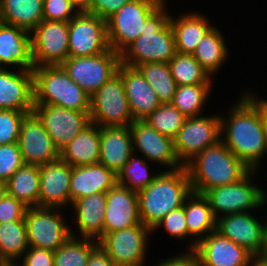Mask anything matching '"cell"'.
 <instances>
[{
  "label": "cell",
  "mask_w": 267,
  "mask_h": 266,
  "mask_svg": "<svg viewBox=\"0 0 267 266\" xmlns=\"http://www.w3.org/2000/svg\"><path fill=\"white\" fill-rule=\"evenodd\" d=\"M33 112L42 121L46 132L59 151L91 124L90 111L34 104Z\"/></svg>",
  "instance_id": "9a60e30c"
},
{
  "label": "cell",
  "mask_w": 267,
  "mask_h": 266,
  "mask_svg": "<svg viewBox=\"0 0 267 266\" xmlns=\"http://www.w3.org/2000/svg\"><path fill=\"white\" fill-rule=\"evenodd\" d=\"M91 123L100 127L130 126L134 121L121 76L116 73L90 97Z\"/></svg>",
  "instance_id": "52a82bcc"
},
{
  "label": "cell",
  "mask_w": 267,
  "mask_h": 266,
  "mask_svg": "<svg viewBox=\"0 0 267 266\" xmlns=\"http://www.w3.org/2000/svg\"><path fill=\"white\" fill-rule=\"evenodd\" d=\"M240 96V97H239ZM221 116V141L249 169L267 157V134L257 108L241 93Z\"/></svg>",
  "instance_id": "6da1fadb"
},
{
  "label": "cell",
  "mask_w": 267,
  "mask_h": 266,
  "mask_svg": "<svg viewBox=\"0 0 267 266\" xmlns=\"http://www.w3.org/2000/svg\"><path fill=\"white\" fill-rule=\"evenodd\" d=\"M161 103H170L177 89L168 63L145 62L137 66Z\"/></svg>",
  "instance_id": "d590c367"
},
{
  "label": "cell",
  "mask_w": 267,
  "mask_h": 266,
  "mask_svg": "<svg viewBox=\"0 0 267 266\" xmlns=\"http://www.w3.org/2000/svg\"><path fill=\"white\" fill-rule=\"evenodd\" d=\"M77 13L70 0H44L43 20L69 22Z\"/></svg>",
  "instance_id": "ee69618b"
},
{
  "label": "cell",
  "mask_w": 267,
  "mask_h": 266,
  "mask_svg": "<svg viewBox=\"0 0 267 266\" xmlns=\"http://www.w3.org/2000/svg\"><path fill=\"white\" fill-rule=\"evenodd\" d=\"M34 67L61 65L69 57V22L42 20L30 32Z\"/></svg>",
  "instance_id": "4fadbf2b"
},
{
  "label": "cell",
  "mask_w": 267,
  "mask_h": 266,
  "mask_svg": "<svg viewBox=\"0 0 267 266\" xmlns=\"http://www.w3.org/2000/svg\"><path fill=\"white\" fill-rule=\"evenodd\" d=\"M153 266H200L198 257L193 250L182 251L175 256L156 262Z\"/></svg>",
  "instance_id": "c3c4849f"
},
{
  "label": "cell",
  "mask_w": 267,
  "mask_h": 266,
  "mask_svg": "<svg viewBox=\"0 0 267 266\" xmlns=\"http://www.w3.org/2000/svg\"><path fill=\"white\" fill-rule=\"evenodd\" d=\"M21 259L18 266H54V252L48 249L29 247Z\"/></svg>",
  "instance_id": "bcb514c9"
},
{
  "label": "cell",
  "mask_w": 267,
  "mask_h": 266,
  "mask_svg": "<svg viewBox=\"0 0 267 266\" xmlns=\"http://www.w3.org/2000/svg\"><path fill=\"white\" fill-rule=\"evenodd\" d=\"M18 144L24 164L40 166L60 158V151L34 112L23 119Z\"/></svg>",
  "instance_id": "ac0fdd59"
},
{
  "label": "cell",
  "mask_w": 267,
  "mask_h": 266,
  "mask_svg": "<svg viewBox=\"0 0 267 266\" xmlns=\"http://www.w3.org/2000/svg\"><path fill=\"white\" fill-rule=\"evenodd\" d=\"M63 212L61 208L27 207L24 222L29 247L54 252L71 237Z\"/></svg>",
  "instance_id": "8992f818"
},
{
  "label": "cell",
  "mask_w": 267,
  "mask_h": 266,
  "mask_svg": "<svg viewBox=\"0 0 267 266\" xmlns=\"http://www.w3.org/2000/svg\"><path fill=\"white\" fill-rule=\"evenodd\" d=\"M186 118L171 103H161L144 121L161 135L174 139Z\"/></svg>",
  "instance_id": "ab89813d"
},
{
  "label": "cell",
  "mask_w": 267,
  "mask_h": 266,
  "mask_svg": "<svg viewBox=\"0 0 267 266\" xmlns=\"http://www.w3.org/2000/svg\"><path fill=\"white\" fill-rule=\"evenodd\" d=\"M99 157L100 126L93 123L60 151V158L72 167L97 164Z\"/></svg>",
  "instance_id": "f546056e"
},
{
  "label": "cell",
  "mask_w": 267,
  "mask_h": 266,
  "mask_svg": "<svg viewBox=\"0 0 267 266\" xmlns=\"http://www.w3.org/2000/svg\"><path fill=\"white\" fill-rule=\"evenodd\" d=\"M87 266H115L112 260L109 258L108 254L101 248L97 246L90 254Z\"/></svg>",
  "instance_id": "f907efd6"
},
{
  "label": "cell",
  "mask_w": 267,
  "mask_h": 266,
  "mask_svg": "<svg viewBox=\"0 0 267 266\" xmlns=\"http://www.w3.org/2000/svg\"><path fill=\"white\" fill-rule=\"evenodd\" d=\"M267 207V189H264L262 188L261 189V197H260V208L261 209L262 207ZM266 216H265V219H263V226H264V229H265V233L267 235V208H266ZM264 220H266L264 222Z\"/></svg>",
  "instance_id": "f5cc1de1"
},
{
  "label": "cell",
  "mask_w": 267,
  "mask_h": 266,
  "mask_svg": "<svg viewBox=\"0 0 267 266\" xmlns=\"http://www.w3.org/2000/svg\"><path fill=\"white\" fill-rule=\"evenodd\" d=\"M133 139V151L156 166L166 170H175L183 167L174 151V142L170 137L161 135L144 120H134L130 124Z\"/></svg>",
  "instance_id": "2e32d148"
},
{
  "label": "cell",
  "mask_w": 267,
  "mask_h": 266,
  "mask_svg": "<svg viewBox=\"0 0 267 266\" xmlns=\"http://www.w3.org/2000/svg\"><path fill=\"white\" fill-rule=\"evenodd\" d=\"M120 54L111 48L98 55L68 57L61 66L70 79L92 96L117 73Z\"/></svg>",
  "instance_id": "7c38bea8"
},
{
  "label": "cell",
  "mask_w": 267,
  "mask_h": 266,
  "mask_svg": "<svg viewBox=\"0 0 267 266\" xmlns=\"http://www.w3.org/2000/svg\"><path fill=\"white\" fill-rule=\"evenodd\" d=\"M161 170L151 184L137 192L141 223L151 230L170 211L182 207L192 193L185 166L175 170Z\"/></svg>",
  "instance_id": "7a4b0ae2"
},
{
  "label": "cell",
  "mask_w": 267,
  "mask_h": 266,
  "mask_svg": "<svg viewBox=\"0 0 267 266\" xmlns=\"http://www.w3.org/2000/svg\"><path fill=\"white\" fill-rule=\"evenodd\" d=\"M7 193L27 207H38L40 171L38 165L23 164L6 182Z\"/></svg>",
  "instance_id": "d6a6232c"
},
{
  "label": "cell",
  "mask_w": 267,
  "mask_h": 266,
  "mask_svg": "<svg viewBox=\"0 0 267 266\" xmlns=\"http://www.w3.org/2000/svg\"><path fill=\"white\" fill-rule=\"evenodd\" d=\"M7 188H6V182L0 180V200L6 195Z\"/></svg>",
  "instance_id": "11a10c76"
},
{
  "label": "cell",
  "mask_w": 267,
  "mask_h": 266,
  "mask_svg": "<svg viewBox=\"0 0 267 266\" xmlns=\"http://www.w3.org/2000/svg\"><path fill=\"white\" fill-rule=\"evenodd\" d=\"M8 266H18L17 264H9Z\"/></svg>",
  "instance_id": "6f0895ef"
},
{
  "label": "cell",
  "mask_w": 267,
  "mask_h": 266,
  "mask_svg": "<svg viewBox=\"0 0 267 266\" xmlns=\"http://www.w3.org/2000/svg\"><path fill=\"white\" fill-rule=\"evenodd\" d=\"M185 218L188 227V238L190 237L189 241H185L188 246L185 251L194 250L201 239L216 230V218L208 199L203 194L192 192L186 198Z\"/></svg>",
  "instance_id": "f1b7e54d"
},
{
  "label": "cell",
  "mask_w": 267,
  "mask_h": 266,
  "mask_svg": "<svg viewBox=\"0 0 267 266\" xmlns=\"http://www.w3.org/2000/svg\"><path fill=\"white\" fill-rule=\"evenodd\" d=\"M69 57L93 56L110 49L107 21L97 15L78 12L69 21Z\"/></svg>",
  "instance_id": "5bb4252c"
},
{
  "label": "cell",
  "mask_w": 267,
  "mask_h": 266,
  "mask_svg": "<svg viewBox=\"0 0 267 266\" xmlns=\"http://www.w3.org/2000/svg\"><path fill=\"white\" fill-rule=\"evenodd\" d=\"M169 6L159 7L146 21L143 33L120 53V62L137 67L145 62L168 63L176 54Z\"/></svg>",
  "instance_id": "277c9868"
},
{
  "label": "cell",
  "mask_w": 267,
  "mask_h": 266,
  "mask_svg": "<svg viewBox=\"0 0 267 266\" xmlns=\"http://www.w3.org/2000/svg\"><path fill=\"white\" fill-rule=\"evenodd\" d=\"M117 184V175L103 164L72 167L70 180L71 205L76 199L95 193H106Z\"/></svg>",
  "instance_id": "4316f807"
},
{
  "label": "cell",
  "mask_w": 267,
  "mask_h": 266,
  "mask_svg": "<svg viewBox=\"0 0 267 266\" xmlns=\"http://www.w3.org/2000/svg\"><path fill=\"white\" fill-rule=\"evenodd\" d=\"M141 223L137 192L116 184L106 192L103 236Z\"/></svg>",
  "instance_id": "7402d4cb"
},
{
  "label": "cell",
  "mask_w": 267,
  "mask_h": 266,
  "mask_svg": "<svg viewBox=\"0 0 267 266\" xmlns=\"http://www.w3.org/2000/svg\"><path fill=\"white\" fill-rule=\"evenodd\" d=\"M159 228H163L167 235L175 239L188 240V227L185 218V202L178 209L170 211L163 219L152 229V233Z\"/></svg>",
  "instance_id": "b9f144b4"
},
{
  "label": "cell",
  "mask_w": 267,
  "mask_h": 266,
  "mask_svg": "<svg viewBox=\"0 0 267 266\" xmlns=\"http://www.w3.org/2000/svg\"><path fill=\"white\" fill-rule=\"evenodd\" d=\"M34 104L90 111V95L70 79L61 65L33 67Z\"/></svg>",
  "instance_id": "5b68a950"
},
{
  "label": "cell",
  "mask_w": 267,
  "mask_h": 266,
  "mask_svg": "<svg viewBox=\"0 0 267 266\" xmlns=\"http://www.w3.org/2000/svg\"><path fill=\"white\" fill-rule=\"evenodd\" d=\"M192 55L214 79V74H218L229 59V49L223 32L214 25L205 33Z\"/></svg>",
  "instance_id": "4dcf8cb0"
},
{
  "label": "cell",
  "mask_w": 267,
  "mask_h": 266,
  "mask_svg": "<svg viewBox=\"0 0 267 266\" xmlns=\"http://www.w3.org/2000/svg\"><path fill=\"white\" fill-rule=\"evenodd\" d=\"M139 156L133 153L126 165L117 173V184L135 192L145 189L159 174L152 172V167L150 169L148 165L150 162H147L141 155Z\"/></svg>",
  "instance_id": "74e56055"
},
{
  "label": "cell",
  "mask_w": 267,
  "mask_h": 266,
  "mask_svg": "<svg viewBox=\"0 0 267 266\" xmlns=\"http://www.w3.org/2000/svg\"><path fill=\"white\" fill-rule=\"evenodd\" d=\"M78 12H86L90 7L91 0H70Z\"/></svg>",
  "instance_id": "816d5d0a"
},
{
  "label": "cell",
  "mask_w": 267,
  "mask_h": 266,
  "mask_svg": "<svg viewBox=\"0 0 267 266\" xmlns=\"http://www.w3.org/2000/svg\"><path fill=\"white\" fill-rule=\"evenodd\" d=\"M179 16H170V24L174 33L176 52L193 54L196 46L215 24L198 11H186Z\"/></svg>",
  "instance_id": "83f0119b"
},
{
  "label": "cell",
  "mask_w": 267,
  "mask_h": 266,
  "mask_svg": "<svg viewBox=\"0 0 267 266\" xmlns=\"http://www.w3.org/2000/svg\"><path fill=\"white\" fill-rule=\"evenodd\" d=\"M257 172L258 170H250L240 181L215 187L204 194L216 219L223 215L250 212L260 208L263 186L255 183Z\"/></svg>",
  "instance_id": "ba28073f"
},
{
  "label": "cell",
  "mask_w": 267,
  "mask_h": 266,
  "mask_svg": "<svg viewBox=\"0 0 267 266\" xmlns=\"http://www.w3.org/2000/svg\"><path fill=\"white\" fill-rule=\"evenodd\" d=\"M133 153V139L129 126L100 127V164L117 175Z\"/></svg>",
  "instance_id": "484cf974"
},
{
  "label": "cell",
  "mask_w": 267,
  "mask_h": 266,
  "mask_svg": "<svg viewBox=\"0 0 267 266\" xmlns=\"http://www.w3.org/2000/svg\"><path fill=\"white\" fill-rule=\"evenodd\" d=\"M160 6L150 0H130L107 20L109 47L121 53L145 29L147 19Z\"/></svg>",
  "instance_id": "9c48e42d"
},
{
  "label": "cell",
  "mask_w": 267,
  "mask_h": 266,
  "mask_svg": "<svg viewBox=\"0 0 267 266\" xmlns=\"http://www.w3.org/2000/svg\"><path fill=\"white\" fill-rule=\"evenodd\" d=\"M71 206L75 212L72 214L74 215L72 217L75 218L73 224L76 223L75 226H77L73 228H77L79 231L78 234L70 228L71 236L99 241L103 237L106 193H95L76 199Z\"/></svg>",
  "instance_id": "cb8c5ba5"
},
{
  "label": "cell",
  "mask_w": 267,
  "mask_h": 266,
  "mask_svg": "<svg viewBox=\"0 0 267 266\" xmlns=\"http://www.w3.org/2000/svg\"><path fill=\"white\" fill-rule=\"evenodd\" d=\"M44 0H0V22L31 32L43 20Z\"/></svg>",
  "instance_id": "1f68e13d"
},
{
  "label": "cell",
  "mask_w": 267,
  "mask_h": 266,
  "mask_svg": "<svg viewBox=\"0 0 267 266\" xmlns=\"http://www.w3.org/2000/svg\"><path fill=\"white\" fill-rule=\"evenodd\" d=\"M98 245V241L71 236L54 251V266H87L91 252Z\"/></svg>",
  "instance_id": "f35d334b"
},
{
  "label": "cell",
  "mask_w": 267,
  "mask_h": 266,
  "mask_svg": "<svg viewBox=\"0 0 267 266\" xmlns=\"http://www.w3.org/2000/svg\"><path fill=\"white\" fill-rule=\"evenodd\" d=\"M152 230L143 223L105 234L99 246L115 266H146Z\"/></svg>",
  "instance_id": "30bf717a"
},
{
  "label": "cell",
  "mask_w": 267,
  "mask_h": 266,
  "mask_svg": "<svg viewBox=\"0 0 267 266\" xmlns=\"http://www.w3.org/2000/svg\"><path fill=\"white\" fill-rule=\"evenodd\" d=\"M27 206L6 193L0 200V223L24 221Z\"/></svg>",
  "instance_id": "f6af8a7d"
},
{
  "label": "cell",
  "mask_w": 267,
  "mask_h": 266,
  "mask_svg": "<svg viewBox=\"0 0 267 266\" xmlns=\"http://www.w3.org/2000/svg\"><path fill=\"white\" fill-rule=\"evenodd\" d=\"M0 266H8L7 264L0 263Z\"/></svg>",
  "instance_id": "680465c9"
},
{
  "label": "cell",
  "mask_w": 267,
  "mask_h": 266,
  "mask_svg": "<svg viewBox=\"0 0 267 266\" xmlns=\"http://www.w3.org/2000/svg\"><path fill=\"white\" fill-rule=\"evenodd\" d=\"M214 84H194L177 86L170 102L187 118L196 117L204 113V107L209 101Z\"/></svg>",
  "instance_id": "e575fe53"
},
{
  "label": "cell",
  "mask_w": 267,
  "mask_h": 266,
  "mask_svg": "<svg viewBox=\"0 0 267 266\" xmlns=\"http://www.w3.org/2000/svg\"><path fill=\"white\" fill-rule=\"evenodd\" d=\"M129 1L130 0H91L90 7L86 12L97 15L99 18L107 21Z\"/></svg>",
  "instance_id": "7dc6e473"
},
{
  "label": "cell",
  "mask_w": 267,
  "mask_h": 266,
  "mask_svg": "<svg viewBox=\"0 0 267 266\" xmlns=\"http://www.w3.org/2000/svg\"><path fill=\"white\" fill-rule=\"evenodd\" d=\"M29 113L0 109V145L18 143L21 123Z\"/></svg>",
  "instance_id": "60d3db41"
},
{
  "label": "cell",
  "mask_w": 267,
  "mask_h": 266,
  "mask_svg": "<svg viewBox=\"0 0 267 266\" xmlns=\"http://www.w3.org/2000/svg\"><path fill=\"white\" fill-rule=\"evenodd\" d=\"M168 64L177 86L214 83L192 54L176 52Z\"/></svg>",
  "instance_id": "8d00e7d4"
},
{
  "label": "cell",
  "mask_w": 267,
  "mask_h": 266,
  "mask_svg": "<svg viewBox=\"0 0 267 266\" xmlns=\"http://www.w3.org/2000/svg\"><path fill=\"white\" fill-rule=\"evenodd\" d=\"M40 193L38 207H71L70 180L72 166L61 158L39 166Z\"/></svg>",
  "instance_id": "ffe728a7"
},
{
  "label": "cell",
  "mask_w": 267,
  "mask_h": 266,
  "mask_svg": "<svg viewBox=\"0 0 267 266\" xmlns=\"http://www.w3.org/2000/svg\"><path fill=\"white\" fill-rule=\"evenodd\" d=\"M28 248L24 221L0 223V263L17 264Z\"/></svg>",
  "instance_id": "836d02e7"
},
{
  "label": "cell",
  "mask_w": 267,
  "mask_h": 266,
  "mask_svg": "<svg viewBox=\"0 0 267 266\" xmlns=\"http://www.w3.org/2000/svg\"><path fill=\"white\" fill-rule=\"evenodd\" d=\"M223 237L246 247L255 256L267 254V235L251 212L227 214L216 219V230Z\"/></svg>",
  "instance_id": "e0dca14e"
},
{
  "label": "cell",
  "mask_w": 267,
  "mask_h": 266,
  "mask_svg": "<svg viewBox=\"0 0 267 266\" xmlns=\"http://www.w3.org/2000/svg\"><path fill=\"white\" fill-rule=\"evenodd\" d=\"M117 73L123 80L133 120H144L161 104L156 92L137 67L120 62Z\"/></svg>",
  "instance_id": "603a6c76"
},
{
  "label": "cell",
  "mask_w": 267,
  "mask_h": 266,
  "mask_svg": "<svg viewBox=\"0 0 267 266\" xmlns=\"http://www.w3.org/2000/svg\"><path fill=\"white\" fill-rule=\"evenodd\" d=\"M221 140V116L200 115L186 118L184 125L173 139L174 151L185 166L196 155Z\"/></svg>",
  "instance_id": "8fae6325"
},
{
  "label": "cell",
  "mask_w": 267,
  "mask_h": 266,
  "mask_svg": "<svg viewBox=\"0 0 267 266\" xmlns=\"http://www.w3.org/2000/svg\"><path fill=\"white\" fill-rule=\"evenodd\" d=\"M0 109L33 112V70L0 68Z\"/></svg>",
  "instance_id": "44dd1931"
},
{
  "label": "cell",
  "mask_w": 267,
  "mask_h": 266,
  "mask_svg": "<svg viewBox=\"0 0 267 266\" xmlns=\"http://www.w3.org/2000/svg\"><path fill=\"white\" fill-rule=\"evenodd\" d=\"M253 266H267V254L255 256Z\"/></svg>",
  "instance_id": "db71d44e"
},
{
  "label": "cell",
  "mask_w": 267,
  "mask_h": 266,
  "mask_svg": "<svg viewBox=\"0 0 267 266\" xmlns=\"http://www.w3.org/2000/svg\"><path fill=\"white\" fill-rule=\"evenodd\" d=\"M23 164L18 143L0 145V180L7 182Z\"/></svg>",
  "instance_id": "7bdbcfd3"
},
{
  "label": "cell",
  "mask_w": 267,
  "mask_h": 266,
  "mask_svg": "<svg viewBox=\"0 0 267 266\" xmlns=\"http://www.w3.org/2000/svg\"><path fill=\"white\" fill-rule=\"evenodd\" d=\"M200 266H253L255 255L217 231L201 239L193 250Z\"/></svg>",
  "instance_id": "d6986e66"
},
{
  "label": "cell",
  "mask_w": 267,
  "mask_h": 266,
  "mask_svg": "<svg viewBox=\"0 0 267 266\" xmlns=\"http://www.w3.org/2000/svg\"><path fill=\"white\" fill-rule=\"evenodd\" d=\"M242 94L257 108L267 134V100L258 96L257 93L255 94V92L251 93L249 90H245Z\"/></svg>",
  "instance_id": "681fc988"
},
{
  "label": "cell",
  "mask_w": 267,
  "mask_h": 266,
  "mask_svg": "<svg viewBox=\"0 0 267 266\" xmlns=\"http://www.w3.org/2000/svg\"><path fill=\"white\" fill-rule=\"evenodd\" d=\"M30 33L0 22V68L32 70Z\"/></svg>",
  "instance_id": "d4e9b609"
},
{
  "label": "cell",
  "mask_w": 267,
  "mask_h": 266,
  "mask_svg": "<svg viewBox=\"0 0 267 266\" xmlns=\"http://www.w3.org/2000/svg\"><path fill=\"white\" fill-rule=\"evenodd\" d=\"M150 1L156 3L160 7H166V6H168V4H166V3H168L167 2L168 0H150Z\"/></svg>",
  "instance_id": "9f6ffc18"
},
{
  "label": "cell",
  "mask_w": 267,
  "mask_h": 266,
  "mask_svg": "<svg viewBox=\"0 0 267 266\" xmlns=\"http://www.w3.org/2000/svg\"><path fill=\"white\" fill-rule=\"evenodd\" d=\"M185 167L192 192L203 195L215 187L240 181L251 170L221 140L200 152Z\"/></svg>",
  "instance_id": "3957f363"
}]
</instances>
